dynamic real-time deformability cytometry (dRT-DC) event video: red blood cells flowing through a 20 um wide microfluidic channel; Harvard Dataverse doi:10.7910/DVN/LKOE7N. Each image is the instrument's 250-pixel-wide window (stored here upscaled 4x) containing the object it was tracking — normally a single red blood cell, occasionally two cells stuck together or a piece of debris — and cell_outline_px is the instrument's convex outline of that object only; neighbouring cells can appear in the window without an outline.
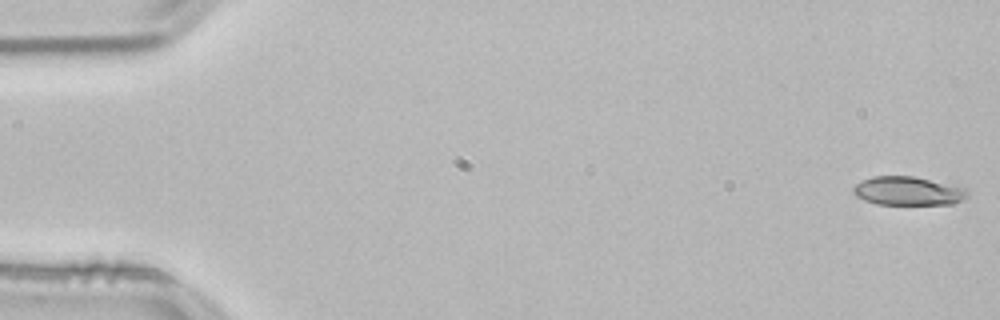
{"species": "common noctule bat (a hibernating species)", "species_latin": "Nyctalus noctula", "temperature_condition": "room temperature", "stored_images_in_passage": 53, "camera_frame_rate_fps": 3000, "um_per_image_px": 0.085, "animal": {"sex": "male", "body_mass_g": 21.5, "forearm_length_mm": 52.0}, "frame": {"image": 1, "passage_image": 1, "time_ms": 0.0, "image_size_px": [1000, 320], "cell_outline_px": [[968, 196], [952, 204], [876, 204], [864, 200], [856, 196], [852, 192], [852, 188], [856, 184], [872, 176], [912, 176], [956, 184], [968, 188]], "centroid_in_image_um": [77.22, 16.22], "position_along_channel_um": 7.8, "area_um2": 19.31}}
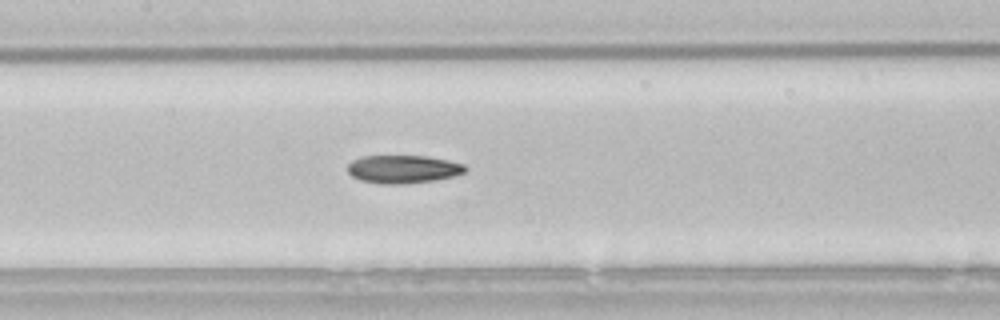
{"frame": {"image": 2, "passage_image": 25, "time_ms": 8.0, "image_size_px": [1000, 320], "cell_outline_px": [[468, 168], [464, 172], [452, 176], [432, 180], [404, 184], [380, 184], [360, 180], [352, 176], [348, 172], [348, 164], [352, 160], [360, 156], [424, 156], [448, 160], [464, 164]], "centroid_in_image_um": [34.23, 14.37], "position_along_channel_um": 173.2, "area_um2": 19.19}}
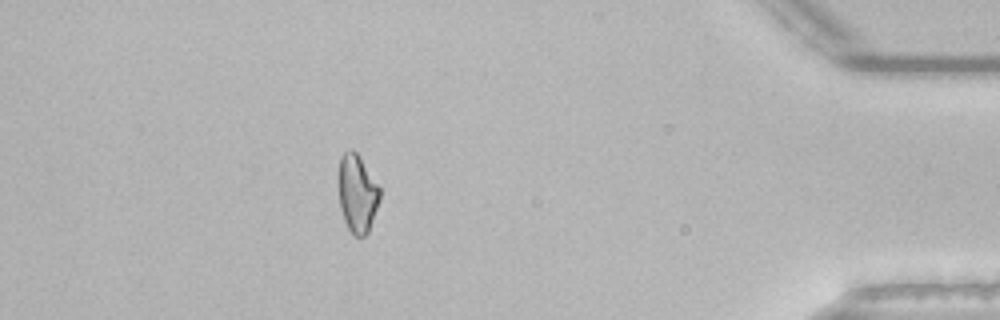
{"frame": {"image": 3, "passage_image": 47, "time_ms": 15.333, "image_size_px": [1000, 320], "cell_outline_px": [[380, 200], [368, 232], [364, 236], [352, 236], [344, 220], [340, 208], [336, 176], [340, 156], [348, 148], [352, 148], [356, 152], [380, 188]], "centroid_in_image_um": [30.31, 16.42], "position_along_channel_um": 404.9, "area_um2": 19.19}, "authors_computed_cell_mechanics": {"area_um2": 19.363, "velocity_mm_per_s": 3.8346, "shape_relaxation_time_tau1_ms": 5.4383, "shape_relaxation_time_tau2_ms": 5.2748, "deformation_change_tau1": 0.1542, "deformation_change_tau2": 0.1365}}